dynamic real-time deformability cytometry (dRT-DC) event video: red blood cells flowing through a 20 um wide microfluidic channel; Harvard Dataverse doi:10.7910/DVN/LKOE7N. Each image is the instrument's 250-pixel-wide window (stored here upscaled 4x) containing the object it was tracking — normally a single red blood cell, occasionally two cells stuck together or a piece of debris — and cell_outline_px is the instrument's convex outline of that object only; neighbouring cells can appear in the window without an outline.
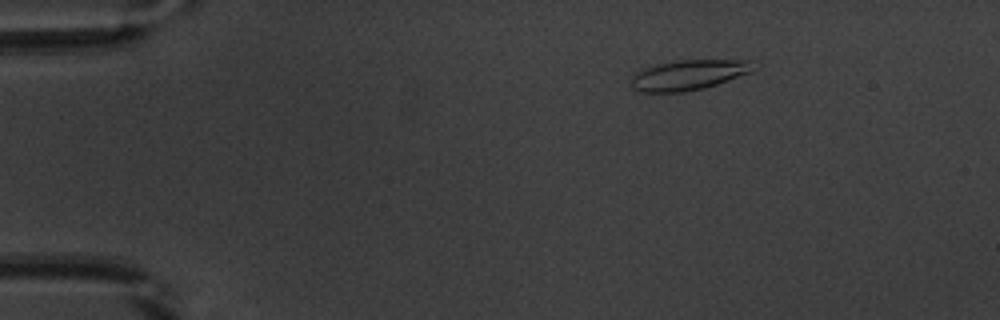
{"species": "common noctule bat (a hibernating species)", "species_latin": "Nyctalus noctula", "temperature_condition": "warm", "stored_images_in_passage": 53, "camera_frame_rate_fps": 3000, "um_per_image_px": 0.085, "animal": {"sex": "male", "body_mass_g": 20.1, "forearm_length_mm": 53.5}, "frame": {"image": 1, "passage_image": 9, "time_ms": 2.667, "image_size_px": [1000, 320], "cell_outline_px": [[752, 72], [704, 88], [684, 92], [636, 92], [632, 88], [632, 76], [640, 68], [656, 64], [680, 60], [752, 60]], "centroid_in_image_um": [58.46, 6.37], "position_along_channel_um": 26.5, "area_um2": 21.5}}
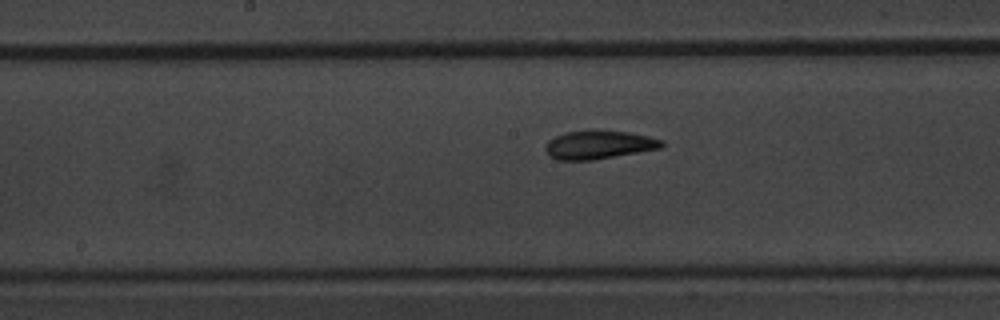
{"frame": {"image": 2, "passage_image": 28, "time_ms": 9.0, "image_size_px": [1000, 320], "cell_outline_px": [[664, 144], [660, 148], [592, 160], [556, 160], [548, 156], [544, 148], [548, 140], [564, 132], [628, 132], [648, 136], [664, 140]], "centroid_in_image_um": [50.86, 12.33], "position_along_channel_um": 197.3, "area_um2": 18.79}}
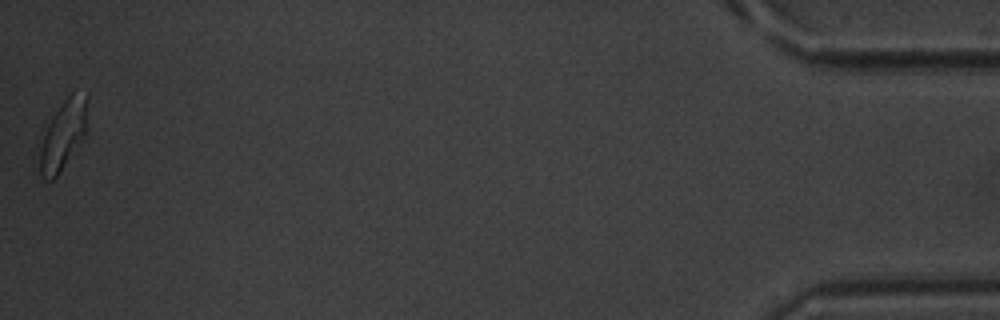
{"frame": {"image": 3, "passage_image": 53, "time_ms": 17.333, "image_size_px": [1000, 320], "cell_outline_px": [[88, 100], [84, 136], [56, 176], [52, 180], [44, 180], [40, 172], [40, 148], [48, 124], [52, 116], [64, 100], [72, 92], [88, 92]], "centroid_in_image_um": [5.38, 11.41], "position_along_channel_um": 429.8, "area_um2": 18.73}, "authors_computed_cell_mechanics": {"area_um2": 19.3052, "velocity_mm_per_s": 3.8628, "shape_relaxation_time_tau1_ms": 3.2078, "shape_relaxation_time_tau2_ms": 2.7899, "deformation_change_tau1": 0.136, "deformation_change_tau2": 0.0911}}